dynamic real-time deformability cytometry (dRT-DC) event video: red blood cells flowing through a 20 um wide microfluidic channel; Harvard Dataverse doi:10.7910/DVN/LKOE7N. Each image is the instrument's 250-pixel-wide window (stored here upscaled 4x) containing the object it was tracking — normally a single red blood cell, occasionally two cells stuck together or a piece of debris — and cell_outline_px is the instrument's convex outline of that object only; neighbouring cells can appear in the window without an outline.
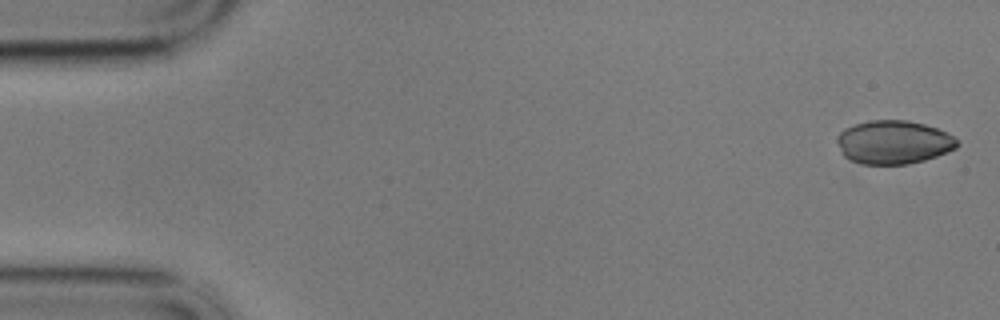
{"species": "common noctule bat (a hibernating species)", "species_latin": "Nyctalus noctula", "temperature_condition": "cold", "stored_images_in_passage": 13, "camera_frame_rate_fps": 3000, "um_per_image_px": 0.085, "animal": {"sex": "male", "body_mass_g": 17.9}, "frame": {"image": 1, "passage_image": 1, "time_ms": 0.0, "image_size_px": [1000, 320], "cell_outline_px": [[960, 144], [956, 148], [948, 152], [924, 160], [908, 164], [860, 164], [848, 160], [840, 152], [836, 140], [836, 136], [844, 128], [868, 120], [908, 120], [924, 124], [936, 128], [952, 136]], "centroid_in_image_um": [75.91, 12.09], "position_along_channel_um": 9.1, "area_um2": 30.63}}